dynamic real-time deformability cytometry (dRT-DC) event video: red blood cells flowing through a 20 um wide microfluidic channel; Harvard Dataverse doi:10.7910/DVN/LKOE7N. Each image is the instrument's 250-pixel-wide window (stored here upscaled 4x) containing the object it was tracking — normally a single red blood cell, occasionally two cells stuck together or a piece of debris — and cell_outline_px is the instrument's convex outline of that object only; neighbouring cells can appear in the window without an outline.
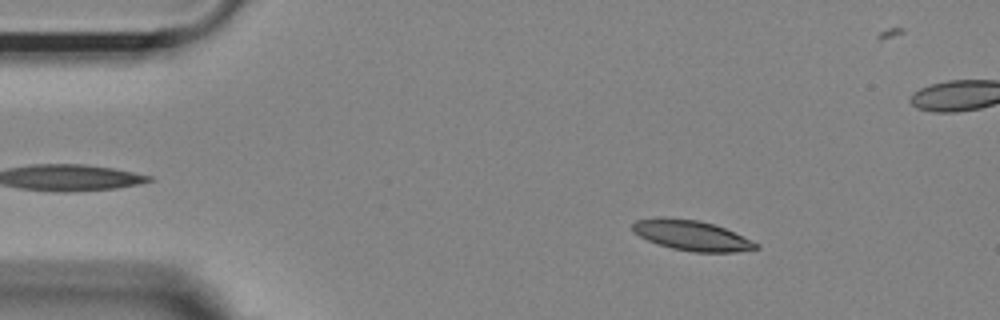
{"species": "Egyptian fruit bat (a non-hibernating species)", "species_latin": "Rousettus aegyptiacus", "temperature_condition": "room temperature", "stored_images_in_passage": 55, "camera_frame_rate_fps": 3000, "um_per_image_px": 0.085, "animal": {"sex": "female"}, "frame": {"image": 1, "passage_image": 8, "time_ms": 2.333, "image_size_px": [1000, 320], "cell_outline_px": [[760, 248], [736, 252], [692, 252], [672, 248], [648, 240], [632, 232], [632, 224], [636, 220], [656, 216], [664, 216], [700, 220], [724, 228], [752, 240], [760, 244]], "centroid_in_image_um": [58.77, 19.99], "position_along_channel_um": 26.2, "area_um2": 21.91}}
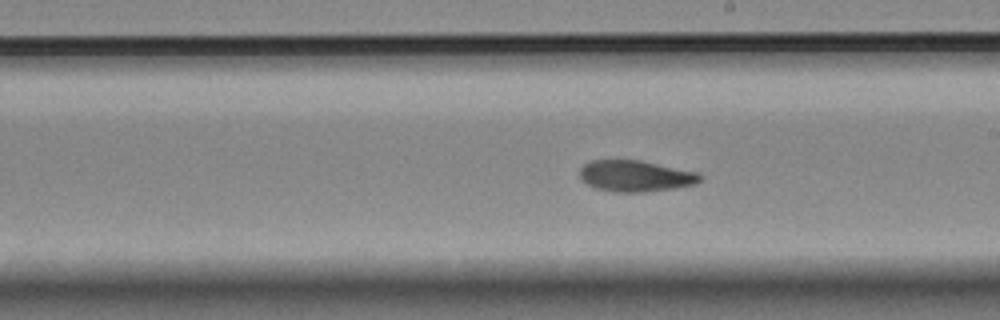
{"frame": {"image": 2, "passage_image": 30, "time_ms": 9.667, "image_size_px": [1000, 320], "cell_outline_px": [[704, 176], [696, 184], [676, 188], [644, 192], [612, 192], [596, 188], [580, 180], [580, 168], [588, 160], [640, 160], [696, 172]], "centroid_in_image_um": [53.99, 14.96], "position_along_channel_um": 235.0, "area_um2": 22.02}}
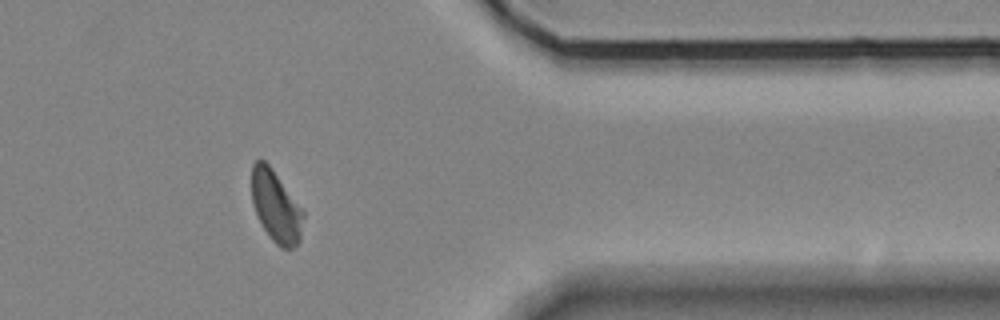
{"frame": {"image": 3, "passage_image": 44, "time_ms": 14.333, "image_size_px": [1000, 320], "cell_outline_px": [[304, 216], [300, 240], [292, 248], [280, 248], [272, 240], [264, 228], [256, 212], [252, 200], [252, 164], [256, 160], [264, 160], [272, 168], [304, 212]], "centroid_in_image_um": [23.46, 17.55], "position_along_channel_um": 387.9, "area_um2": 21.15}, "authors_computed_cell_mechanics": {"area_um2": 21.9062, "velocity_mm_per_s": 3.6634, "shape_relaxation_time_tau1_ms": 6.5101, "shape_relaxation_time_tau2_ms": 4.4204, "deformation_change_tau1": 0.1787, "deformation_change_tau2": 0.0931}}